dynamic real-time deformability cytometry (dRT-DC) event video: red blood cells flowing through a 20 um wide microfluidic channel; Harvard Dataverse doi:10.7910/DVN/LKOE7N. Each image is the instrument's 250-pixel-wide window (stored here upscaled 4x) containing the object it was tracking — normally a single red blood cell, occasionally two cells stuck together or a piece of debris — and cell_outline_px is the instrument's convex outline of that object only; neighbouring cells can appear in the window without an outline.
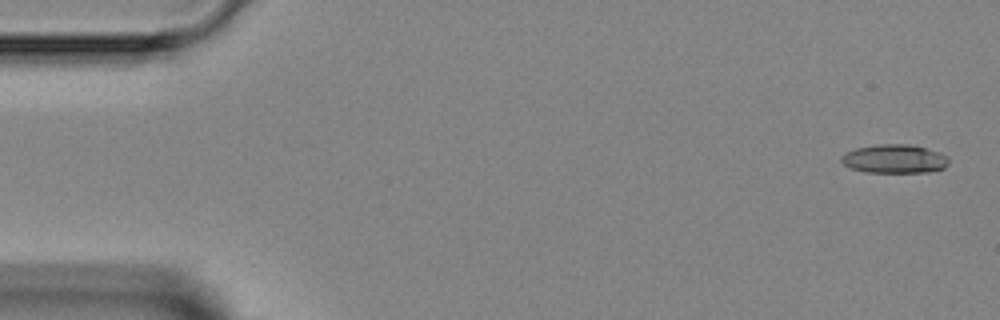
{"species": "Egyptian fruit bat (a non-hibernating species)", "species_latin": "Rousettus aegyptiacus", "temperature_condition": "room temperature", "stored_images_in_passage": 4, "segment_of_instrument_passage": [2, 2], "camera_frame_rate_fps": 3000, "um_per_image_px": 0.085, "animal": {"sex": "female"}, "frame": {"image": 1, "passage_image": 4, "time_ms": 4.333, "image_size_px": [1000, 320], "cell_outline_px": [[948, 164], [944, 168], [928, 172], [864, 172], [852, 168], [844, 164], [840, 160], [840, 156], [856, 148], [880, 144], [908, 144], [940, 152], [948, 156]], "centroid_in_image_um": [76.04, 13.5], "position_along_channel_um": 9.0, "area_um2": 17.86}}